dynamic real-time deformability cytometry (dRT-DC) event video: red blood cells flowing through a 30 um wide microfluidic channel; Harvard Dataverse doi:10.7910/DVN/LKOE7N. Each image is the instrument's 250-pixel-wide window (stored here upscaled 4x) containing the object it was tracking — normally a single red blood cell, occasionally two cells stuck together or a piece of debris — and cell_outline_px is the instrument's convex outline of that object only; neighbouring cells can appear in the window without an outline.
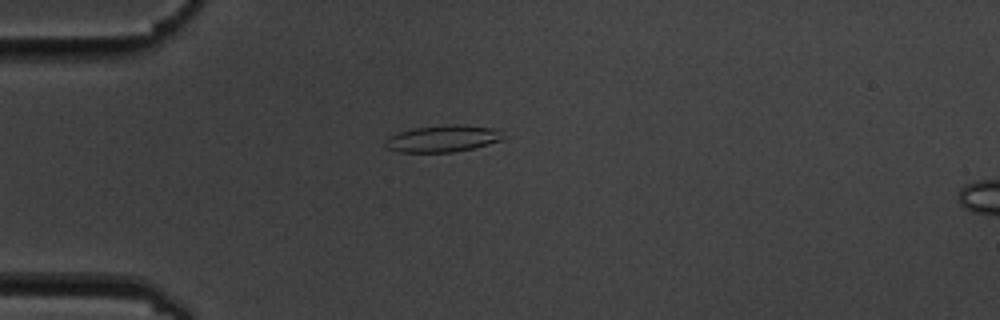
{"species": "common noctule bat (a hibernating species)", "species_latin": "Nyctalus noctula", "temperature_condition": "cold", "stored_images_in_passage": 4, "camera_frame_rate_fps": 3000, "um_per_image_px": 0.085, "animal": {"sex": "male", "body_mass_g": 19.5, "forearm_length_mm": 54.6}, "frame": {"image": 1, "passage_image": 2, "time_ms": 1.333, "image_size_px": [1000, 320], "cell_outline_px": [[508, 136], [504, 140], [472, 148], [452, 152], [400, 152], [388, 148], [384, 144], [388, 136], [400, 132], [416, 128], [448, 124], [456, 124], [492, 128]], "centroid_in_image_um": [37.67, 11.78], "position_along_channel_um": 47.3, "area_um2": 18.26}}